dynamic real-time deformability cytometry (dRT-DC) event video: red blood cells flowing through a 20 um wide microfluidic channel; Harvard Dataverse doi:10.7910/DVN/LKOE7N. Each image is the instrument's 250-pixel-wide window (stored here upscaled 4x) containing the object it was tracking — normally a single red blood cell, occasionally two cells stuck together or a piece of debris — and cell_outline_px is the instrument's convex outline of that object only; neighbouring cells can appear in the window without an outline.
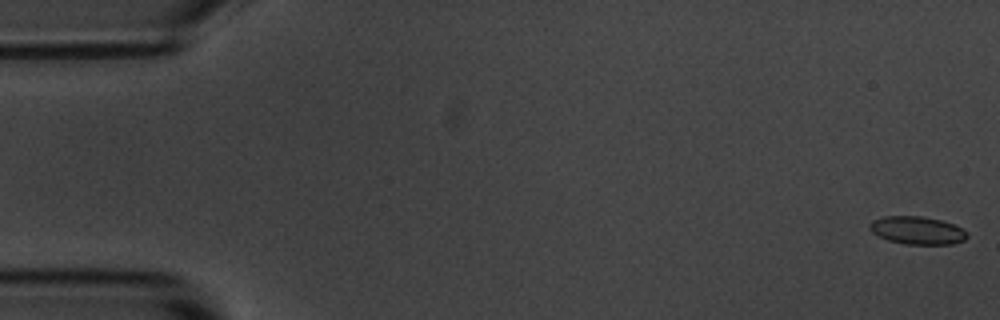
{"species": "common noctule bat (a hibernating species)", "species_latin": "Nyctalus noctula", "temperature_condition": "room temperature", "stored_images_in_passage": 56, "camera_frame_rate_fps": 3000, "um_per_image_px": 0.085, "animal": {"sex": "male", "body_mass_g": 20.1, "forearm_length_mm": 53.5}, "frame": {"image": 1, "passage_image": 1, "time_ms": 0.0, "image_size_px": [1000, 320], "cell_outline_px": [[968, 236], [964, 240], [952, 244], [904, 244], [888, 240], [872, 232], [868, 228], [868, 224], [872, 220], [884, 216], [920, 216], [940, 220], [952, 224], [968, 232]], "centroid_in_image_um": [77.94, 19.58], "position_along_channel_um": 7.1, "area_um2": 15.78}}
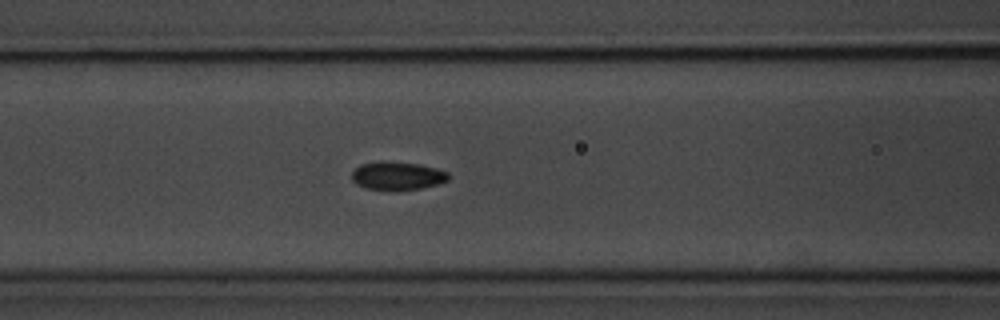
{"frame": {"image": 2, "passage_image": 23, "time_ms": 7.333, "image_size_px": [1000, 320], "cell_outline_px": [[448, 180], [436, 184], [420, 188], [396, 192], [392, 192], [364, 188], [356, 184], [352, 180], [352, 172], [360, 164], [380, 160], [420, 164], [436, 168], [448, 172]], "centroid_in_image_um": [33.72, 14.96], "position_along_channel_um": 132.9, "area_um2": 16.36}}
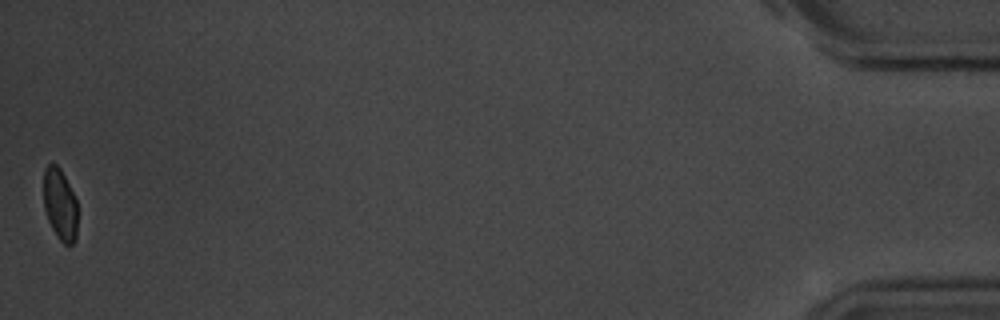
{"frame": {"image": 3, "passage_image": 56, "time_ms": 18.333, "image_size_px": [1000, 320], "cell_outline_px": [[76, 240], [72, 244], [64, 244], [60, 240], [52, 228], [48, 220], [44, 208], [44, 168], [48, 164], [56, 164], [60, 168], [76, 200]], "centroid_in_image_um": [5.08, 17.38], "position_along_channel_um": 430.1, "area_um2": 13.93}, "authors_computed_cell_mechanics": {"area_um2": 16.0684, "velocity_mm_per_s": 3.5833, "shape_relaxation_time_tau1_ms": 3.5475, "shape_relaxation_time_tau2_ms": 1.8377, "deformation_change_tau1": 0.0848, "deformation_change_tau2": 0.061}}